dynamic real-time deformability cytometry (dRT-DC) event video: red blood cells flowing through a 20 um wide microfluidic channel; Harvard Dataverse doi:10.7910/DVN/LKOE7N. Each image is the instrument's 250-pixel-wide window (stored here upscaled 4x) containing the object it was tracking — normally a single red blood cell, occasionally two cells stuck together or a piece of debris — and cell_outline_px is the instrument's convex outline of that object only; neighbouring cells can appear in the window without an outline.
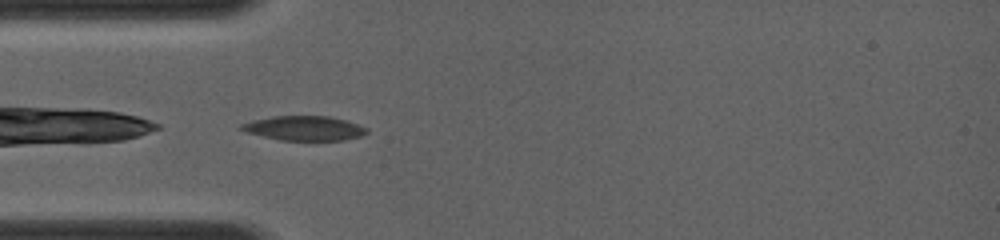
{"species": "common noctule bat (a hibernating species)", "species_latin": "Nyctalus noctula", "temperature_condition": "room temperature", "stored_images_in_passage": 59, "camera_frame_rate_fps": 4000, "um_per_image_px": 0.085, "animal": {"sex": "female", "body_mass_g": 19.0, "forearm_length_mm": 56.7}, "frame": {"image": 1, "passage_image": 2, "time_ms": 0.25, "image_size_px": [1000, 240], "cell_outline_px": [[368, 132], [360, 136], [344, 140], [280, 140], [248, 132], [240, 128], [240, 124], [252, 120], [272, 116], [328, 116], [344, 120], [368, 128]], "centroid_in_image_um": [25.86, 10.89], "position_along_channel_um": 59.1, "area_um2": 17.69}}
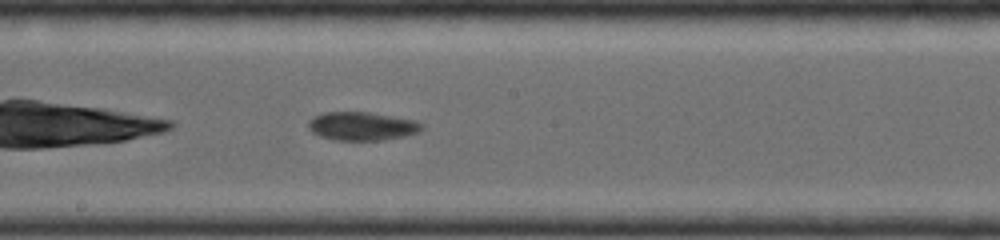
{"frame": {"image": 2, "passage_image": 18, "time_ms": 3.75, "image_size_px": [1000, 240], "cell_outline_px": [[424, 128], [420, 132], [404, 136], [384, 140], [332, 140], [320, 136], [312, 132], [308, 128], [308, 120], [312, 116], [324, 112], [368, 112], [416, 120], [424, 124]], "centroid_in_image_um": [30.77, 10.72], "position_along_channel_um": 217.4, "area_um2": 19.07}}
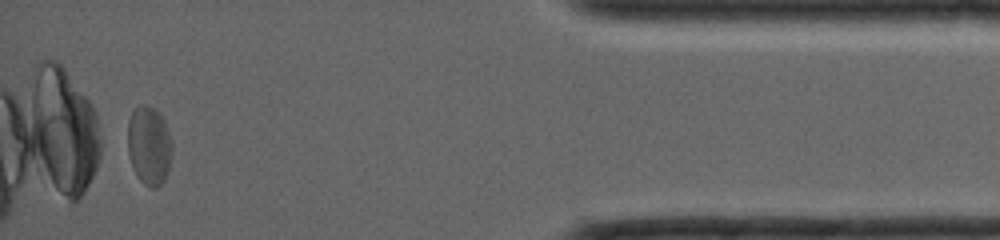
{"frame": {"image": 3, "passage_image": 54, "time_ms": 9.25, "image_size_px": [1000, 240], "cell_outline_px": [[172, 152], [168, 168], [164, 180], [156, 188], [148, 188], [140, 180], [132, 168], [128, 152], [128, 120], [132, 112], [140, 104], [148, 104], [156, 108], [160, 112], [164, 120], [172, 144]], "centroid_in_image_um": [12.66, 12.35], "position_along_channel_um": 422.5, "area_um2": 20.58}}